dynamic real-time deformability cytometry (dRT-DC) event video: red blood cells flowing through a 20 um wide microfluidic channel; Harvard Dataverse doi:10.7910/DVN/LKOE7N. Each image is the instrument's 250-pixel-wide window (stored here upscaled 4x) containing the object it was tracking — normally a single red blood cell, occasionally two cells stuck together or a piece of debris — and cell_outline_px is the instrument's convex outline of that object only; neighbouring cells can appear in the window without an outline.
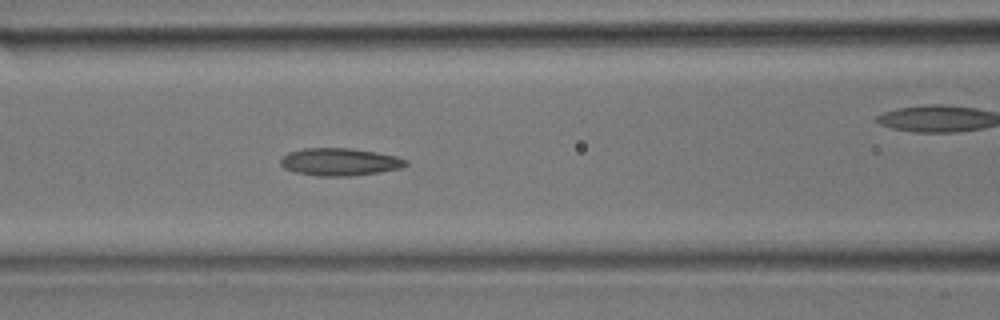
{"species": "common noctule bat (a hibernating species)", "species_latin": "Nyctalus noctula", "temperature_condition": "room temperature", "stored_images_in_passage": 23, "camera_frame_rate_fps": 3000, "um_per_image_px": 0.085, "animal": {"sex": "male", "body_mass_g": 17.9}, "frame": {"image": 1, "passage_image": 7, "time_ms": 2.0, "image_size_px": [1000, 320], "cell_outline_px": [[408, 164], [400, 168], [380, 172], [348, 176], [316, 176], [296, 172], [284, 168], [280, 164], [280, 160], [288, 152], [304, 148], [352, 148], [376, 152], [396, 156], [408, 160]], "centroid_in_image_um": [28.88, 13.76], "position_along_channel_um": 137.7, "area_um2": 20.11}}
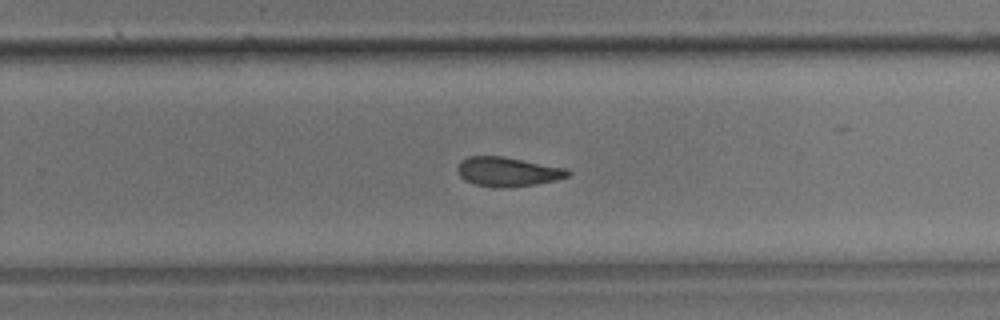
{"frame": {"image": 2, "passage_image": 14, "time_ms": 4.333, "image_size_px": [1000, 320], "cell_outline_px": [[572, 172], [568, 176], [556, 180], [536, 184], [500, 188], [492, 188], [476, 184], [464, 180], [460, 176], [456, 168], [460, 160], [468, 156], [504, 156], [568, 168]], "centroid_in_image_um": [43.15, 14.59], "position_along_channel_um": 286.6, "area_um2": 19.13}}